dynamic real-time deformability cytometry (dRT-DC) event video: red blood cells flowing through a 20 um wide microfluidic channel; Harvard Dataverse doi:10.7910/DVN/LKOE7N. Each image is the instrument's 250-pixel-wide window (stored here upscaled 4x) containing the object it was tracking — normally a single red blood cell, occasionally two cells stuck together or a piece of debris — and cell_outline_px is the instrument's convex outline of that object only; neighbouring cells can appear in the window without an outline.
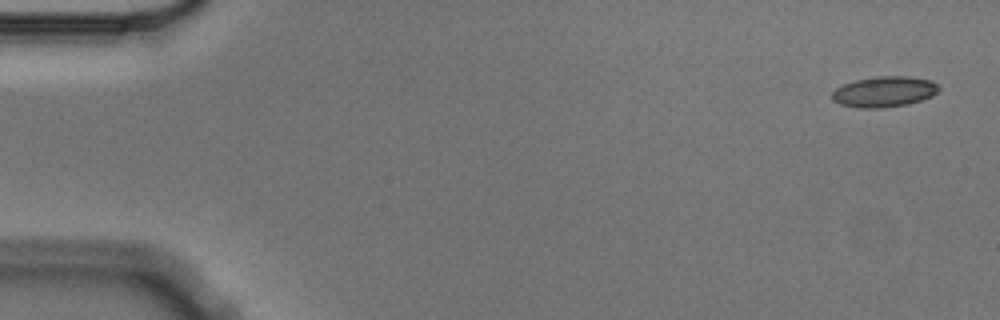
{"species": "Egyptian fruit bat (a non-hibernating species)", "species_latin": "Rousettus aegyptiacus", "temperature_condition": "cold", "stored_images_in_passage": 5, "camera_frame_rate_fps": 3000, "um_per_image_px": 0.085, "animal": {"sex": "male"}, "frame": {"image": 1, "passage_image": 1, "time_ms": 0.0, "image_size_px": [1000, 320], "cell_outline_px": [[940, 88], [932, 96], [908, 104], [880, 108], [856, 108], [840, 104], [832, 100], [832, 92], [836, 88], [844, 84], [856, 80], [876, 76], [908, 76], [932, 80]], "centroid_in_image_um": [75.14, 7.79], "position_along_channel_um": 9.9, "area_um2": 19.07}}
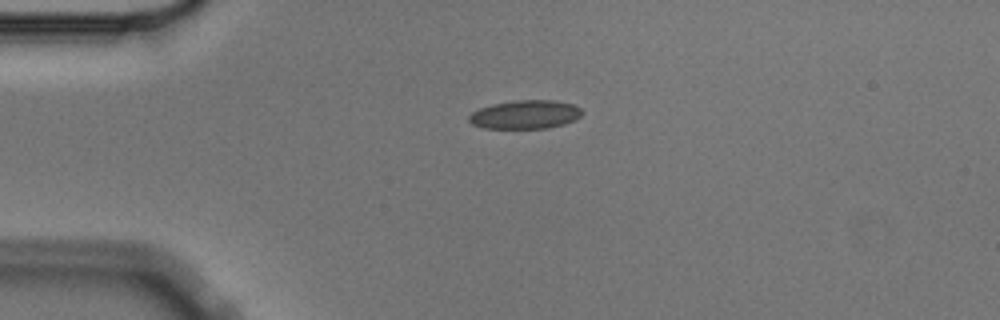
{"frame": {"image": 2, "passage_image": 4, "time_ms": 1.0, "image_size_px": [1000, 320], "cell_outline_px": [[584, 112], [576, 120], [564, 124], [548, 128], [484, 128], [472, 124], [468, 120], [468, 116], [472, 112], [480, 108], [492, 104], [516, 100], [556, 100], [572, 104], [580, 108]], "centroid_in_image_um": [44.66, 9.73], "position_along_channel_um": 40.3, "area_um2": 18.96}}